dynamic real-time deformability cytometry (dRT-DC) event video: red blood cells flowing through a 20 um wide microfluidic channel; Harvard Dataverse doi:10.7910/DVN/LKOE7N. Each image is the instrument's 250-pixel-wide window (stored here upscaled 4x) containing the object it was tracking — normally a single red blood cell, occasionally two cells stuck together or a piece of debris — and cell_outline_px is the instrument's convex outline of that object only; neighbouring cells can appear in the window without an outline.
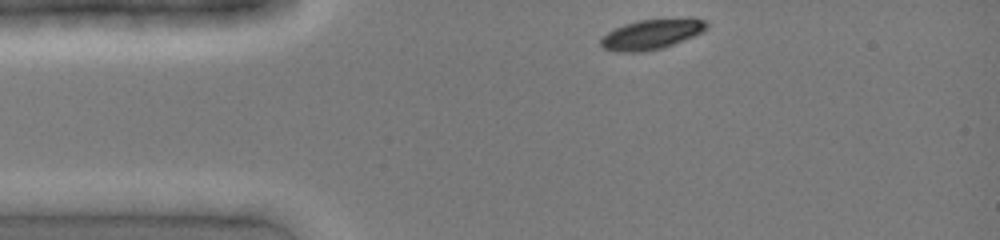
{"species": "common noctule bat (a hibernating species)", "species_latin": "Nyctalus noctula", "temperature_condition": "cold", "stored_images_in_passage": 26, "camera_frame_rate_fps": 3000, "um_per_image_px": 0.085, "animal": {"sex": "female", "body_mass_g": 19.0, "forearm_length_mm": 51.5}, "frame": {"image": 1, "passage_image": 1, "time_ms": 0.0, "image_size_px": [1000, 240], "cell_outline_px": [[708, 28], [704, 32], [664, 48], [644, 52], [616, 52], [604, 48], [600, 44], [600, 40], [608, 32], [624, 24], [640, 20], [692, 16], [708, 20]], "centroid_in_image_um": [55.49, 2.89], "position_along_channel_um": 29.5, "area_um2": 19.13}}
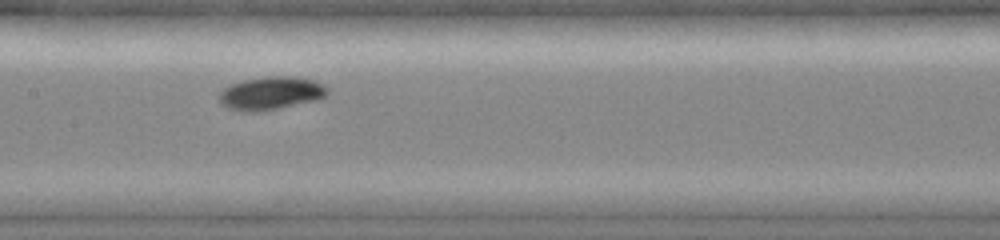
{"frame": {"image": 2, "passage_image": 14, "time_ms": 4.333, "image_size_px": [1000, 240], "cell_outline_px": [[328, 92], [324, 96], [312, 100], [276, 108], [252, 112], [248, 112], [228, 108], [220, 100], [220, 92], [224, 88], [232, 84], [244, 80], [264, 76], [296, 76], [312, 80], [324, 84], [328, 88]], "centroid_in_image_um": [23.02, 7.89], "position_along_channel_um": 184.4, "area_um2": 20.35}}
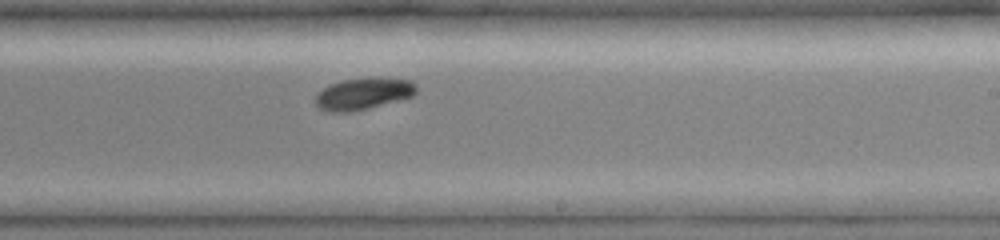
{"frame": {"image": 3, "passage_image": 19, "time_ms": 6.0, "image_size_px": [1000, 240], "cell_outline_px": [[416, 92], [412, 96], [368, 108], [352, 112], [332, 112], [320, 108], [316, 104], [316, 92], [332, 84], [344, 80], [380, 76], [412, 80], [416, 84]], "centroid_in_image_um": [30.91, 7.94], "position_along_channel_um": 258.1, "area_um2": 18.67}}